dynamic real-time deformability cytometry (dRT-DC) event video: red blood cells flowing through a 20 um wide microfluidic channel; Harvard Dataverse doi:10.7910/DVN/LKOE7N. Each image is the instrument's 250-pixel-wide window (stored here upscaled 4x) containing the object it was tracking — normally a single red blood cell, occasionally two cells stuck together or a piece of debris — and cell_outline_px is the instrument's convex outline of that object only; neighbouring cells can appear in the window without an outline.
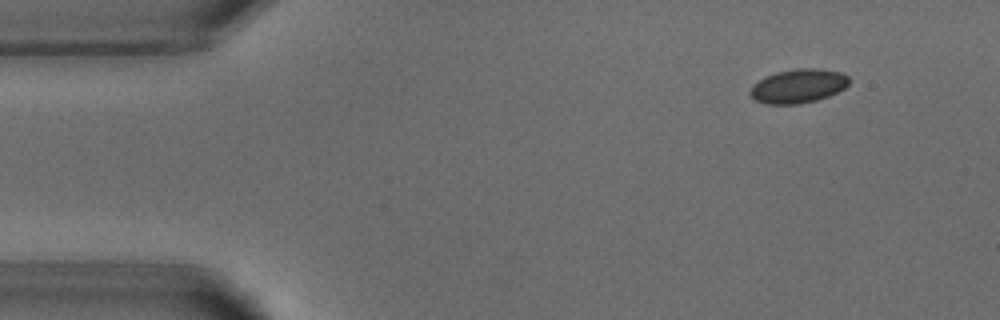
{"species": "common noctule bat (a hibernating species)", "species_latin": "Nyctalus noctula", "temperature_condition": "warm", "stored_images_in_passage": 4, "camera_frame_rate_fps": 3000, "um_per_image_px": 0.085, "animal": {"sex": "male", "body_mass_g": 18.8}, "frame": {"image": 1, "passage_image": 1, "time_ms": 0.0, "image_size_px": [1000, 320], "cell_outline_px": [[848, 84], [844, 88], [828, 96], [816, 100], [800, 104], [764, 104], [756, 100], [748, 92], [752, 84], [776, 72], [800, 68], [820, 68], [840, 72], [848, 76]], "centroid_in_image_um": [67.83, 7.31], "position_along_channel_um": 17.2, "area_um2": 19.48}}